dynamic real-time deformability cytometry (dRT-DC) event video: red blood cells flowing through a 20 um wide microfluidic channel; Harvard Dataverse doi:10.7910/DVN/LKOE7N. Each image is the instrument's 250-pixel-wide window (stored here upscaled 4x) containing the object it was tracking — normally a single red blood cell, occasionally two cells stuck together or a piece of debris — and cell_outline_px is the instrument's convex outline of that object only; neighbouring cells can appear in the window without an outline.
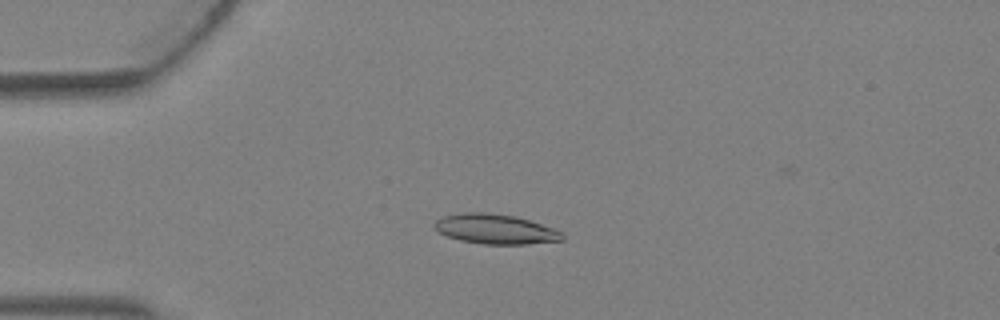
{"species": "Egyptian fruit bat (a non-hibernating species)", "species_latin": "Rousettus aegyptiacus", "temperature_condition": "warm", "stored_images_in_passage": 2, "camera_frame_rate_fps": 3000, "um_per_image_px": 0.085, "animal": {"sex": "female"}, "frame": {"image": 1, "passage_image": 1, "time_ms": 0.0, "image_size_px": [1000, 320], "cell_outline_px": [[564, 240], [524, 244], [480, 244], [460, 240], [436, 232], [432, 224], [436, 220], [444, 216], [464, 212], [484, 212], [512, 216], [528, 220], [564, 232]], "centroid_in_image_um": [42.07, 19.48], "position_along_channel_um": 42.9, "area_um2": 22.14}}